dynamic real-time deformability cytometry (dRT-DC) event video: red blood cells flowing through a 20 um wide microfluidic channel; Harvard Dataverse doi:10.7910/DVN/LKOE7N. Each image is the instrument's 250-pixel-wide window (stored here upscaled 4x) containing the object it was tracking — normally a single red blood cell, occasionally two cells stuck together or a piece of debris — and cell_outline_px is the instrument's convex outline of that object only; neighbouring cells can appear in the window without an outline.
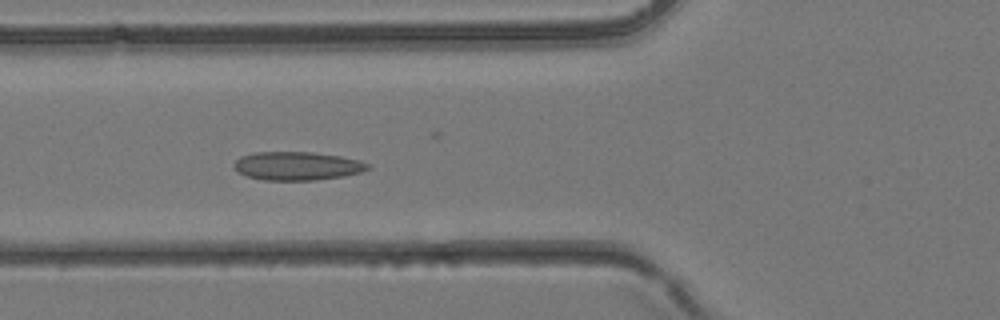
{"species": "common noctule bat (a hibernating species)", "species_latin": "Nyctalus noctula", "temperature_condition": "room temperature", "stored_images_in_passage": 41, "segment_of_instrument_passage": [1, 2], "camera_frame_rate_fps": 3000, "um_per_image_px": 0.085, "animal": {"sex": "female", "body_mass_g": 24.6, "forearm_length_mm": 56.2}, "frame": {"image": 1, "passage_image": 15, "time_ms": 4.667, "image_size_px": [1000, 320], "cell_outline_px": [[372, 168], [360, 172], [344, 176], [312, 180], [264, 180], [248, 176], [240, 172], [232, 164], [240, 156], [252, 152], [312, 152], [340, 156], [360, 160], [368, 164]], "centroid_in_image_um": [25.27, 14.09], "position_along_channel_um": 100.5, "area_um2": 22.14}}
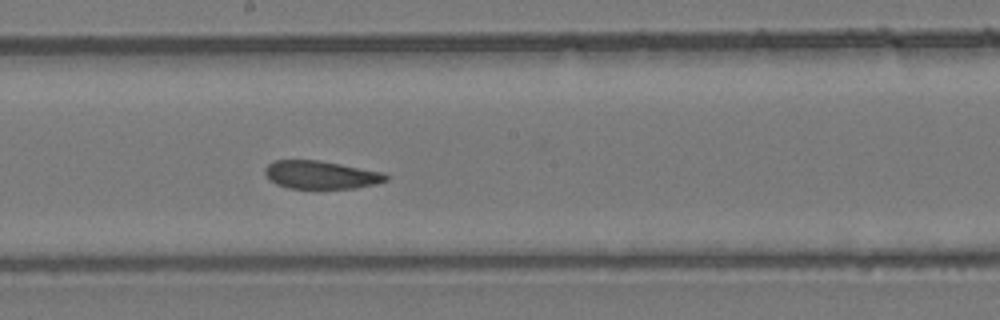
{"frame": {"image": 2, "passage_image": 22, "time_ms": 7.0, "image_size_px": [1000, 320], "cell_outline_px": [[388, 180], [376, 184], [352, 188], [288, 188], [276, 184], [268, 180], [264, 172], [264, 168], [268, 164], [276, 160], [320, 160], [384, 172], [388, 176]], "centroid_in_image_um": [27.26, 14.85], "position_along_channel_um": 220.9, "area_um2": 19.88}}
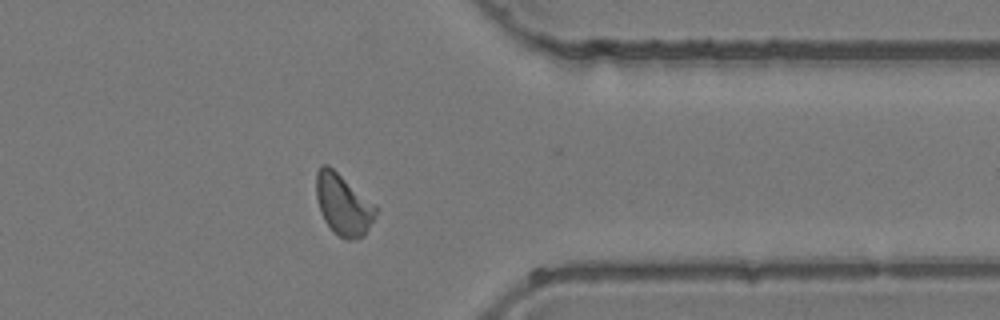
{"frame": {"image": 3, "passage_image": 32, "time_ms": 10.333, "image_size_px": [1000, 320], "cell_outline_px": [[376, 212], [364, 236], [352, 240], [348, 240], [332, 232], [324, 220], [320, 212], [316, 196], [316, 172], [320, 164], [328, 164], [376, 208]], "centroid_in_image_um": [29.1, 17.4], "position_along_channel_um": 382.3, "area_um2": 20.63}}